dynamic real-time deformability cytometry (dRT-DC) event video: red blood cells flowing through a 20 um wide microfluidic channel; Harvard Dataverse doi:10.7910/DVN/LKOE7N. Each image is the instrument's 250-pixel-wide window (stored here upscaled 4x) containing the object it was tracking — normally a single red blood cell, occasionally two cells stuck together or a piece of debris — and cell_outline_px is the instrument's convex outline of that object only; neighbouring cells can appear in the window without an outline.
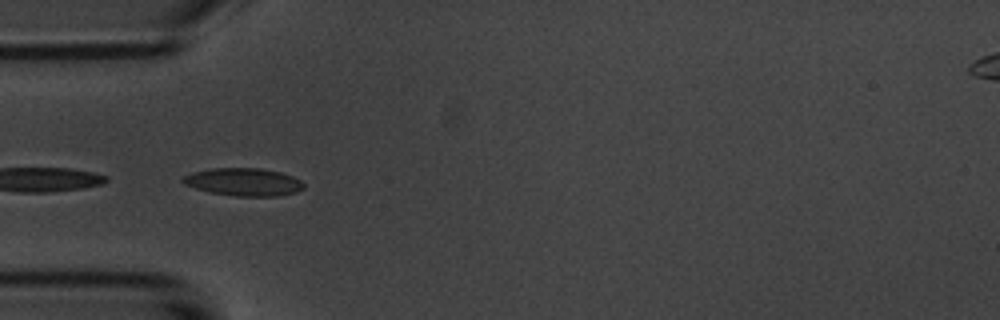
{"species": "common noctule bat (a hibernating species)", "species_latin": "Nyctalus noctula", "temperature_condition": "room temperature", "stored_images_in_passage": 6, "camera_frame_rate_fps": 3000, "um_per_image_px": 0.085, "animal": {"sex": "male", "body_mass_g": 20.1, "forearm_length_mm": 53.5}, "frame": {"image": 1, "passage_image": 3, "time_ms": 2.333, "image_size_px": [1000, 320], "cell_outline_px": [[304, 188], [296, 192], [280, 196], [236, 196], [208, 192], [184, 184], [180, 180], [184, 176], [192, 172], [212, 168], [260, 168], [280, 172], [292, 176], [300, 180], [304, 184]], "centroid_in_image_um": [20.7, 15.47], "position_along_channel_um": 64.3, "area_um2": 19.59}}
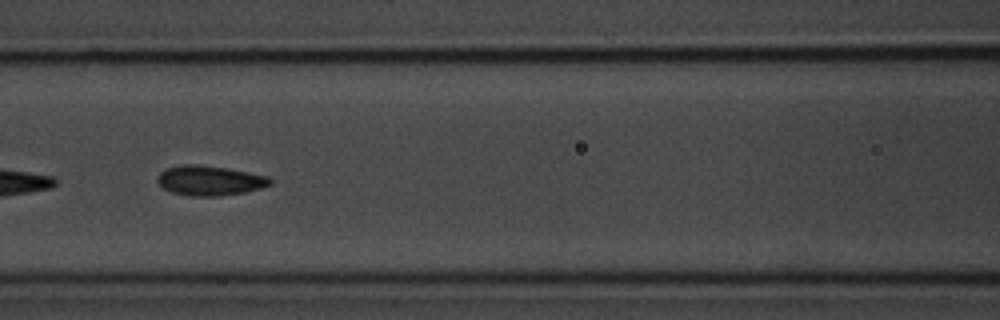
{"frame": {"image": 2, "passage_image": 5, "time_ms": 4.667, "image_size_px": [1000, 320], "cell_outline_px": [[272, 184], [260, 188], [244, 192], [220, 196], [188, 196], [172, 192], [164, 188], [156, 180], [156, 176], [160, 172], [168, 168], [180, 164], [192, 164], [228, 168], [268, 176], [272, 180]], "centroid_in_image_um": [17.81, 15.34], "position_along_channel_um": 148.8, "area_um2": 19.59}}
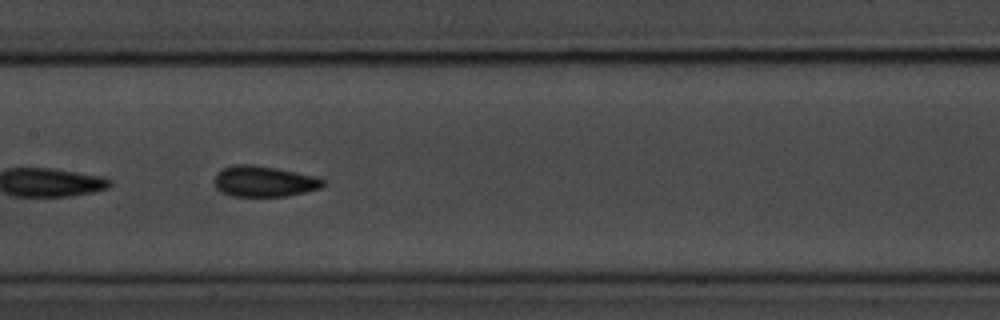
{"frame": {"image": 3, "passage_image": 6, "time_ms": 5.667, "image_size_px": [1000, 320], "cell_outline_px": [[324, 184], [320, 188], [288, 196], [232, 196], [220, 192], [216, 188], [212, 180], [216, 172], [232, 164], [252, 164], [276, 168], [316, 176], [324, 180]], "centroid_in_image_um": [22.38, 15.41], "position_along_channel_um": 185.0, "area_um2": 19.71}}